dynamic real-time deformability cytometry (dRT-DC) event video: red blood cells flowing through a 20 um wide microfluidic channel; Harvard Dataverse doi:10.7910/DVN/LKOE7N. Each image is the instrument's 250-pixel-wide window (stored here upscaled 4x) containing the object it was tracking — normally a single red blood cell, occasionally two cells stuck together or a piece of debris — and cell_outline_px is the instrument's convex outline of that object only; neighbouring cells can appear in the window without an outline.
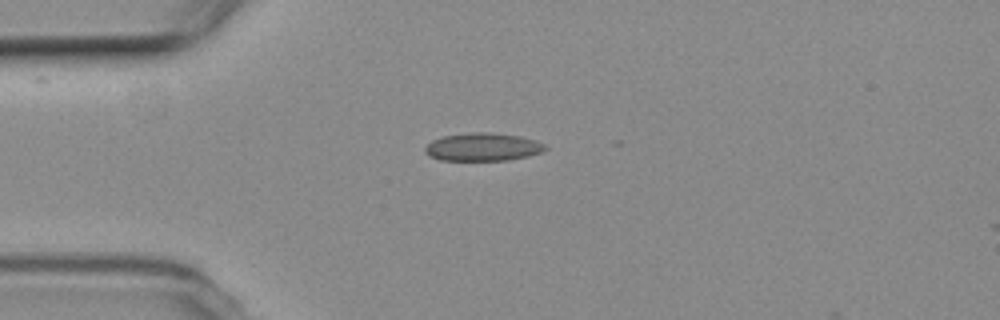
{"species": "common noctule bat (a hibernating species)", "species_latin": "Nyctalus noctula", "temperature_condition": "room temperature", "stored_images_in_passage": 3, "camera_frame_rate_fps": 3000, "um_per_image_px": 0.085, "animal": {"sex": "female", "body_mass_g": 19.3, "forearm_length_mm": 54.1}, "frame": {"image": 1, "passage_image": 3, "time_ms": 2.333, "image_size_px": [1000, 320], "cell_outline_px": [[548, 148], [540, 152], [528, 156], [508, 160], [440, 160], [428, 156], [424, 152], [424, 148], [432, 140], [444, 136], [476, 132], [484, 132], [520, 136], [536, 140], [544, 144]], "centroid_in_image_um": [41.02, 12.5], "position_along_channel_um": 44.0, "area_um2": 19.48}}